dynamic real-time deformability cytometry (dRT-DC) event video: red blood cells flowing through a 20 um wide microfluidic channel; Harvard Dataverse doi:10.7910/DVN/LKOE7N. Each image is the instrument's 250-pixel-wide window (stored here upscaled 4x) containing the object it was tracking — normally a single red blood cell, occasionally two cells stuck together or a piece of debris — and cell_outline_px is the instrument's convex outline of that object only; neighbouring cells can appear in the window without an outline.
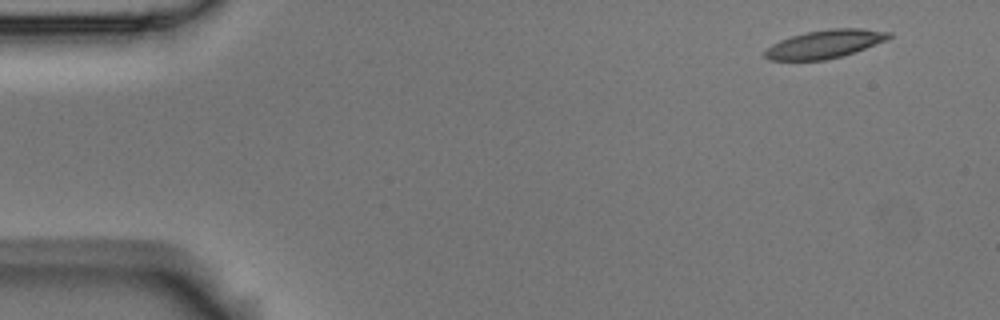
{"species": "Egyptian fruit bat (a non-hibernating species)", "species_latin": "Rousettus aegyptiacus", "temperature_condition": "room temperature", "stored_images_in_passage": 5, "camera_frame_rate_fps": 3000, "um_per_image_px": 0.085, "animal": {"sex": "male"}, "frame": {"image": 1, "passage_image": 1, "time_ms": 0.0, "image_size_px": [1000, 320], "cell_outline_px": [[892, 36], [888, 40], [840, 56], [824, 60], [768, 60], [764, 56], [764, 52], [772, 44], [780, 40], [792, 36], [808, 32], [828, 28], [860, 28], [892, 32]], "centroid_in_image_um": [70.12, 3.73], "position_along_channel_um": 14.9, "area_um2": 20.23}}